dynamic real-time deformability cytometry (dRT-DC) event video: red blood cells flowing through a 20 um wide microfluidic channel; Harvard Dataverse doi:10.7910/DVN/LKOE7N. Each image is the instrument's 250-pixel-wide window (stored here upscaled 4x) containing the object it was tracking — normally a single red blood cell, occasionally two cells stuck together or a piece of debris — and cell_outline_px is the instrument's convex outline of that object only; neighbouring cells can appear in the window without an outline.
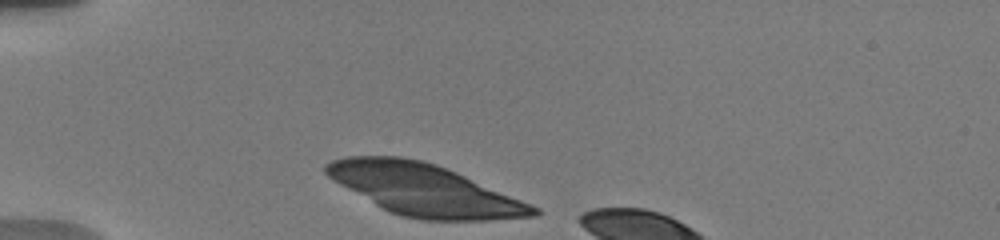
{"species": "human", "species_latin": "Homo sapiens", "temperature_condition": "warm", "stored_images_in_passage": 55, "camera_frame_rate_fps": 3000, "um_per_image_px": 0.085, "donor": {"sex": "male"}, "frame": {"image": 1, "passage_image": 1, "time_ms": 0.0, "image_size_px": [1000, 240], "cell_outline_px": [[540, 212], [536, 216], [488, 220], [424, 220], [404, 216], [392, 212], [376, 204], [332, 180], [324, 172], [324, 164], [332, 160], [348, 156], [400, 156], [420, 160], [436, 164], [456, 172], [532, 204], [540, 208]], "centroid_in_image_um": [36.08, 16.12], "position_along_channel_um": 48.9, "area_um2": 61.61}}